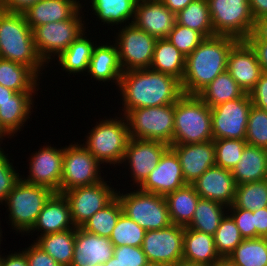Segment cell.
Here are the masks:
<instances>
[{
	"label": "cell",
	"instance_id": "obj_53",
	"mask_svg": "<svg viewBox=\"0 0 267 266\" xmlns=\"http://www.w3.org/2000/svg\"><path fill=\"white\" fill-rule=\"evenodd\" d=\"M254 226L256 229V238H267V207L260 210H254Z\"/></svg>",
	"mask_w": 267,
	"mask_h": 266
},
{
	"label": "cell",
	"instance_id": "obj_59",
	"mask_svg": "<svg viewBox=\"0 0 267 266\" xmlns=\"http://www.w3.org/2000/svg\"><path fill=\"white\" fill-rule=\"evenodd\" d=\"M16 93L17 92H15L9 88H6L5 86H2L0 84V103L7 101V100H10V98Z\"/></svg>",
	"mask_w": 267,
	"mask_h": 266
},
{
	"label": "cell",
	"instance_id": "obj_60",
	"mask_svg": "<svg viewBox=\"0 0 267 266\" xmlns=\"http://www.w3.org/2000/svg\"><path fill=\"white\" fill-rule=\"evenodd\" d=\"M7 138L10 140L12 137L3 129V127L0 125V149H6L5 147H2L3 141Z\"/></svg>",
	"mask_w": 267,
	"mask_h": 266
},
{
	"label": "cell",
	"instance_id": "obj_42",
	"mask_svg": "<svg viewBox=\"0 0 267 266\" xmlns=\"http://www.w3.org/2000/svg\"><path fill=\"white\" fill-rule=\"evenodd\" d=\"M242 241L243 237L237 228L236 222L227 212L214 234L217 253L221 258H227Z\"/></svg>",
	"mask_w": 267,
	"mask_h": 266
},
{
	"label": "cell",
	"instance_id": "obj_21",
	"mask_svg": "<svg viewBox=\"0 0 267 266\" xmlns=\"http://www.w3.org/2000/svg\"><path fill=\"white\" fill-rule=\"evenodd\" d=\"M114 255V245L108 237L75 229V245L71 266H97L106 263Z\"/></svg>",
	"mask_w": 267,
	"mask_h": 266
},
{
	"label": "cell",
	"instance_id": "obj_20",
	"mask_svg": "<svg viewBox=\"0 0 267 266\" xmlns=\"http://www.w3.org/2000/svg\"><path fill=\"white\" fill-rule=\"evenodd\" d=\"M202 199H209L226 207L233 204L237 184L231 170L214 165L192 183Z\"/></svg>",
	"mask_w": 267,
	"mask_h": 266
},
{
	"label": "cell",
	"instance_id": "obj_32",
	"mask_svg": "<svg viewBox=\"0 0 267 266\" xmlns=\"http://www.w3.org/2000/svg\"><path fill=\"white\" fill-rule=\"evenodd\" d=\"M40 78L27 66L0 58V84L15 92H38Z\"/></svg>",
	"mask_w": 267,
	"mask_h": 266
},
{
	"label": "cell",
	"instance_id": "obj_5",
	"mask_svg": "<svg viewBox=\"0 0 267 266\" xmlns=\"http://www.w3.org/2000/svg\"><path fill=\"white\" fill-rule=\"evenodd\" d=\"M213 140L211 108L197 95L183 94L174 103L171 144H193Z\"/></svg>",
	"mask_w": 267,
	"mask_h": 266
},
{
	"label": "cell",
	"instance_id": "obj_14",
	"mask_svg": "<svg viewBox=\"0 0 267 266\" xmlns=\"http://www.w3.org/2000/svg\"><path fill=\"white\" fill-rule=\"evenodd\" d=\"M252 106L249 93L211 108L212 135L216 139H245L249 110Z\"/></svg>",
	"mask_w": 267,
	"mask_h": 266
},
{
	"label": "cell",
	"instance_id": "obj_64",
	"mask_svg": "<svg viewBox=\"0 0 267 266\" xmlns=\"http://www.w3.org/2000/svg\"><path fill=\"white\" fill-rule=\"evenodd\" d=\"M144 266H166L165 264L155 263V262H147Z\"/></svg>",
	"mask_w": 267,
	"mask_h": 266
},
{
	"label": "cell",
	"instance_id": "obj_23",
	"mask_svg": "<svg viewBox=\"0 0 267 266\" xmlns=\"http://www.w3.org/2000/svg\"><path fill=\"white\" fill-rule=\"evenodd\" d=\"M176 152L186 184L195 182L207 169L216 165L214 142L171 144Z\"/></svg>",
	"mask_w": 267,
	"mask_h": 266
},
{
	"label": "cell",
	"instance_id": "obj_68",
	"mask_svg": "<svg viewBox=\"0 0 267 266\" xmlns=\"http://www.w3.org/2000/svg\"><path fill=\"white\" fill-rule=\"evenodd\" d=\"M137 2L147 1V0H136Z\"/></svg>",
	"mask_w": 267,
	"mask_h": 266
},
{
	"label": "cell",
	"instance_id": "obj_26",
	"mask_svg": "<svg viewBox=\"0 0 267 266\" xmlns=\"http://www.w3.org/2000/svg\"><path fill=\"white\" fill-rule=\"evenodd\" d=\"M36 94L38 92H17L10 100L0 103V125L13 139L23 131L26 122L31 121Z\"/></svg>",
	"mask_w": 267,
	"mask_h": 266
},
{
	"label": "cell",
	"instance_id": "obj_52",
	"mask_svg": "<svg viewBox=\"0 0 267 266\" xmlns=\"http://www.w3.org/2000/svg\"><path fill=\"white\" fill-rule=\"evenodd\" d=\"M245 40L267 41V15L255 20L253 31Z\"/></svg>",
	"mask_w": 267,
	"mask_h": 266
},
{
	"label": "cell",
	"instance_id": "obj_15",
	"mask_svg": "<svg viewBox=\"0 0 267 266\" xmlns=\"http://www.w3.org/2000/svg\"><path fill=\"white\" fill-rule=\"evenodd\" d=\"M37 151L29 154V169L27 176L22 174L21 178L31 184L40 185L60 193V180L63 171L64 146L54 147V144H44ZM30 161V162H29Z\"/></svg>",
	"mask_w": 267,
	"mask_h": 266
},
{
	"label": "cell",
	"instance_id": "obj_40",
	"mask_svg": "<svg viewBox=\"0 0 267 266\" xmlns=\"http://www.w3.org/2000/svg\"><path fill=\"white\" fill-rule=\"evenodd\" d=\"M265 207H267V179L237 185L234 202L228 209L254 211Z\"/></svg>",
	"mask_w": 267,
	"mask_h": 266
},
{
	"label": "cell",
	"instance_id": "obj_16",
	"mask_svg": "<svg viewBox=\"0 0 267 266\" xmlns=\"http://www.w3.org/2000/svg\"><path fill=\"white\" fill-rule=\"evenodd\" d=\"M169 147L163 142L130 137L121 165L130 172L127 176L132 179L130 182L133 181V184L130 183L129 186L138 188L158 165Z\"/></svg>",
	"mask_w": 267,
	"mask_h": 266
},
{
	"label": "cell",
	"instance_id": "obj_63",
	"mask_svg": "<svg viewBox=\"0 0 267 266\" xmlns=\"http://www.w3.org/2000/svg\"><path fill=\"white\" fill-rule=\"evenodd\" d=\"M174 266H209L206 264H198V263H189L186 261H179L177 264H175Z\"/></svg>",
	"mask_w": 267,
	"mask_h": 266
},
{
	"label": "cell",
	"instance_id": "obj_56",
	"mask_svg": "<svg viewBox=\"0 0 267 266\" xmlns=\"http://www.w3.org/2000/svg\"><path fill=\"white\" fill-rule=\"evenodd\" d=\"M255 50L262 71L267 73V41H247Z\"/></svg>",
	"mask_w": 267,
	"mask_h": 266
},
{
	"label": "cell",
	"instance_id": "obj_49",
	"mask_svg": "<svg viewBox=\"0 0 267 266\" xmlns=\"http://www.w3.org/2000/svg\"><path fill=\"white\" fill-rule=\"evenodd\" d=\"M228 213L236 222L243 239L256 238L253 211L244 209H228Z\"/></svg>",
	"mask_w": 267,
	"mask_h": 266
},
{
	"label": "cell",
	"instance_id": "obj_50",
	"mask_svg": "<svg viewBox=\"0 0 267 266\" xmlns=\"http://www.w3.org/2000/svg\"><path fill=\"white\" fill-rule=\"evenodd\" d=\"M29 245L21 249L26 254L28 266H61L34 241Z\"/></svg>",
	"mask_w": 267,
	"mask_h": 266
},
{
	"label": "cell",
	"instance_id": "obj_22",
	"mask_svg": "<svg viewBox=\"0 0 267 266\" xmlns=\"http://www.w3.org/2000/svg\"><path fill=\"white\" fill-rule=\"evenodd\" d=\"M176 23V15L162 0L137 2L133 24L156 39L166 38Z\"/></svg>",
	"mask_w": 267,
	"mask_h": 266
},
{
	"label": "cell",
	"instance_id": "obj_9",
	"mask_svg": "<svg viewBox=\"0 0 267 266\" xmlns=\"http://www.w3.org/2000/svg\"><path fill=\"white\" fill-rule=\"evenodd\" d=\"M124 116L130 137L171 145L174 132V103L129 110Z\"/></svg>",
	"mask_w": 267,
	"mask_h": 266
},
{
	"label": "cell",
	"instance_id": "obj_37",
	"mask_svg": "<svg viewBox=\"0 0 267 266\" xmlns=\"http://www.w3.org/2000/svg\"><path fill=\"white\" fill-rule=\"evenodd\" d=\"M227 212L228 207L209 199L200 198L187 228L214 236Z\"/></svg>",
	"mask_w": 267,
	"mask_h": 266
},
{
	"label": "cell",
	"instance_id": "obj_19",
	"mask_svg": "<svg viewBox=\"0 0 267 266\" xmlns=\"http://www.w3.org/2000/svg\"><path fill=\"white\" fill-rule=\"evenodd\" d=\"M186 185L180 160L176 152L169 147L162 155L158 165L138 187L145 192L163 195Z\"/></svg>",
	"mask_w": 267,
	"mask_h": 266
},
{
	"label": "cell",
	"instance_id": "obj_34",
	"mask_svg": "<svg viewBox=\"0 0 267 266\" xmlns=\"http://www.w3.org/2000/svg\"><path fill=\"white\" fill-rule=\"evenodd\" d=\"M186 56L167 38L157 39L150 69L183 80Z\"/></svg>",
	"mask_w": 267,
	"mask_h": 266
},
{
	"label": "cell",
	"instance_id": "obj_13",
	"mask_svg": "<svg viewBox=\"0 0 267 266\" xmlns=\"http://www.w3.org/2000/svg\"><path fill=\"white\" fill-rule=\"evenodd\" d=\"M111 184L110 180L103 179L98 183L76 187L63 193L69 203L75 227H82L96 212L103 209L116 197V186L120 185Z\"/></svg>",
	"mask_w": 267,
	"mask_h": 266
},
{
	"label": "cell",
	"instance_id": "obj_43",
	"mask_svg": "<svg viewBox=\"0 0 267 266\" xmlns=\"http://www.w3.org/2000/svg\"><path fill=\"white\" fill-rule=\"evenodd\" d=\"M145 233L146 230L144 228L122 213L109 239L114 247L122 245L140 247Z\"/></svg>",
	"mask_w": 267,
	"mask_h": 266
},
{
	"label": "cell",
	"instance_id": "obj_4",
	"mask_svg": "<svg viewBox=\"0 0 267 266\" xmlns=\"http://www.w3.org/2000/svg\"><path fill=\"white\" fill-rule=\"evenodd\" d=\"M113 116L100 118L84 136L85 141L82 140V145L106 168L121 166L130 139L125 116L119 114L118 117L116 113Z\"/></svg>",
	"mask_w": 267,
	"mask_h": 266
},
{
	"label": "cell",
	"instance_id": "obj_51",
	"mask_svg": "<svg viewBox=\"0 0 267 266\" xmlns=\"http://www.w3.org/2000/svg\"><path fill=\"white\" fill-rule=\"evenodd\" d=\"M252 105L267 110V73L263 72L255 87L249 92Z\"/></svg>",
	"mask_w": 267,
	"mask_h": 266
},
{
	"label": "cell",
	"instance_id": "obj_35",
	"mask_svg": "<svg viewBox=\"0 0 267 266\" xmlns=\"http://www.w3.org/2000/svg\"><path fill=\"white\" fill-rule=\"evenodd\" d=\"M33 241L61 266H71L75 245V229L45 234Z\"/></svg>",
	"mask_w": 267,
	"mask_h": 266
},
{
	"label": "cell",
	"instance_id": "obj_24",
	"mask_svg": "<svg viewBox=\"0 0 267 266\" xmlns=\"http://www.w3.org/2000/svg\"><path fill=\"white\" fill-rule=\"evenodd\" d=\"M70 213V207L63 194L54 193L45 203L42 211L27 236L36 233L39 236L76 229ZM36 231V232H35ZM41 232V233H40ZM40 233V235H39Z\"/></svg>",
	"mask_w": 267,
	"mask_h": 266
},
{
	"label": "cell",
	"instance_id": "obj_3",
	"mask_svg": "<svg viewBox=\"0 0 267 266\" xmlns=\"http://www.w3.org/2000/svg\"><path fill=\"white\" fill-rule=\"evenodd\" d=\"M0 58L29 67L40 79L46 73L48 66L36 51L32 29L23 13L0 11Z\"/></svg>",
	"mask_w": 267,
	"mask_h": 266
},
{
	"label": "cell",
	"instance_id": "obj_11",
	"mask_svg": "<svg viewBox=\"0 0 267 266\" xmlns=\"http://www.w3.org/2000/svg\"><path fill=\"white\" fill-rule=\"evenodd\" d=\"M115 29L118 31L115 32ZM113 37L123 72L150 68L157 40L155 37L133 23L114 28Z\"/></svg>",
	"mask_w": 267,
	"mask_h": 266
},
{
	"label": "cell",
	"instance_id": "obj_39",
	"mask_svg": "<svg viewBox=\"0 0 267 266\" xmlns=\"http://www.w3.org/2000/svg\"><path fill=\"white\" fill-rule=\"evenodd\" d=\"M227 259L235 266H267V238L243 239Z\"/></svg>",
	"mask_w": 267,
	"mask_h": 266
},
{
	"label": "cell",
	"instance_id": "obj_41",
	"mask_svg": "<svg viewBox=\"0 0 267 266\" xmlns=\"http://www.w3.org/2000/svg\"><path fill=\"white\" fill-rule=\"evenodd\" d=\"M122 213L121 203L116 196L108 205L96 212L82 228L98 236L110 238Z\"/></svg>",
	"mask_w": 267,
	"mask_h": 266
},
{
	"label": "cell",
	"instance_id": "obj_65",
	"mask_svg": "<svg viewBox=\"0 0 267 266\" xmlns=\"http://www.w3.org/2000/svg\"><path fill=\"white\" fill-rule=\"evenodd\" d=\"M1 224H2V223H1V221H0V248L2 247V246H1V244H2L1 242H3L2 239H1V238H3V237H2V236H3V234H2L3 231H2V228H1V227H2Z\"/></svg>",
	"mask_w": 267,
	"mask_h": 266
},
{
	"label": "cell",
	"instance_id": "obj_62",
	"mask_svg": "<svg viewBox=\"0 0 267 266\" xmlns=\"http://www.w3.org/2000/svg\"><path fill=\"white\" fill-rule=\"evenodd\" d=\"M212 266H235L227 258H222L220 261L215 262Z\"/></svg>",
	"mask_w": 267,
	"mask_h": 266
},
{
	"label": "cell",
	"instance_id": "obj_66",
	"mask_svg": "<svg viewBox=\"0 0 267 266\" xmlns=\"http://www.w3.org/2000/svg\"><path fill=\"white\" fill-rule=\"evenodd\" d=\"M7 0H0V6L2 7L5 3H6Z\"/></svg>",
	"mask_w": 267,
	"mask_h": 266
},
{
	"label": "cell",
	"instance_id": "obj_17",
	"mask_svg": "<svg viewBox=\"0 0 267 266\" xmlns=\"http://www.w3.org/2000/svg\"><path fill=\"white\" fill-rule=\"evenodd\" d=\"M185 227L171 224L160 230L146 231L141 248L148 262L174 266L183 260Z\"/></svg>",
	"mask_w": 267,
	"mask_h": 266
},
{
	"label": "cell",
	"instance_id": "obj_57",
	"mask_svg": "<svg viewBox=\"0 0 267 266\" xmlns=\"http://www.w3.org/2000/svg\"><path fill=\"white\" fill-rule=\"evenodd\" d=\"M249 5L255 20L267 15V0H249Z\"/></svg>",
	"mask_w": 267,
	"mask_h": 266
},
{
	"label": "cell",
	"instance_id": "obj_29",
	"mask_svg": "<svg viewBox=\"0 0 267 266\" xmlns=\"http://www.w3.org/2000/svg\"><path fill=\"white\" fill-rule=\"evenodd\" d=\"M89 32L87 34V32ZM92 30H85L69 47L55 60L62 71L68 73V76L82 75L88 71L89 62L93 54V50L97 44V39L93 38L90 33ZM91 35V37H89ZM89 37V38H88ZM96 40V41H95Z\"/></svg>",
	"mask_w": 267,
	"mask_h": 266
},
{
	"label": "cell",
	"instance_id": "obj_31",
	"mask_svg": "<svg viewBox=\"0 0 267 266\" xmlns=\"http://www.w3.org/2000/svg\"><path fill=\"white\" fill-rule=\"evenodd\" d=\"M231 172L237 185L267 179V149L247 144Z\"/></svg>",
	"mask_w": 267,
	"mask_h": 266
},
{
	"label": "cell",
	"instance_id": "obj_18",
	"mask_svg": "<svg viewBox=\"0 0 267 266\" xmlns=\"http://www.w3.org/2000/svg\"><path fill=\"white\" fill-rule=\"evenodd\" d=\"M227 71L245 93H249L260 79L262 68L255 50L246 40H238L230 49Z\"/></svg>",
	"mask_w": 267,
	"mask_h": 266
},
{
	"label": "cell",
	"instance_id": "obj_55",
	"mask_svg": "<svg viewBox=\"0 0 267 266\" xmlns=\"http://www.w3.org/2000/svg\"><path fill=\"white\" fill-rule=\"evenodd\" d=\"M38 1L40 0H7L6 3L2 6V10L8 12L23 13Z\"/></svg>",
	"mask_w": 267,
	"mask_h": 266
},
{
	"label": "cell",
	"instance_id": "obj_12",
	"mask_svg": "<svg viewBox=\"0 0 267 266\" xmlns=\"http://www.w3.org/2000/svg\"><path fill=\"white\" fill-rule=\"evenodd\" d=\"M216 35L245 40L253 31L255 19L249 0H207Z\"/></svg>",
	"mask_w": 267,
	"mask_h": 266
},
{
	"label": "cell",
	"instance_id": "obj_61",
	"mask_svg": "<svg viewBox=\"0 0 267 266\" xmlns=\"http://www.w3.org/2000/svg\"><path fill=\"white\" fill-rule=\"evenodd\" d=\"M97 266H123L121 263L116 261V258L113 256L111 259H109L106 263L100 264Z\"/></svg>",
	"mask_w": 267,
	"mask_h": 266
},
{
	"label": "cell",
	"instance_id": "obj_67",
	"mask_svg": "<svg viewBox=\"0 0 267 266\" xmlns=\"http://www.w3.org/2000/svg\"><path fill=\"white\" fill-rule=\"evenodd\" d=\"M2 248H1V251H0V266H1V262H2Z\"/></svg>",
	"mask_w": 267,
	"mask_h": 266
},
{
	"label": "cell",
	"instance_id": "obj_28",
	"mask_svg": "<svg viewBox=\"0 0 267 266\" xmlns=\"http://www.w3.org/2000/svg\"><path fill=\"white\" fill-rule=\"evenodd\" d=\"M82 2H84L82 8H85L86 4V8L90 5L91 8L88 9L90 11L92 9V15H96L94 18L101 21L103 23L101 25L109 26L107 28L112 32V28L132 24L134 21L136 0H87L89 4L86 0Z\"/></svg>",
	"mask_w": 267,
	"mask_h": 266
},
{
	"label": "cell",
	"instance_id": "obj_58",
	"mask_svg": "<svg viewBox=\"0 0 267 266\" xmlns=\"http://www.w3.org/2000/svg\"><path fill=\"white\" fill-rule=\"evenodd\" d=\"M163 4L175 15L194 0H162Z\"/></svg>",
	"mask_w": 267,
	"mask_h": 266
},
{
	"label": "cell",
	"instance_id": "obj_7",
	"mask_svg": "<svg viewBox=\"0 0 267 266\" xmlns=\"http://www.w3.org/2000/svg\"><path fill=\"white\" fill-rule=\"evenodd\" d=\"M82 9L71 19L50 22L32 29L36 51L48 67L50 62L60 56L73 41L89 28L87 27L89 22L87 24L85 13H83H89V10L86 11L85 8L83 11Z\"/></svg>",
	"mask_w": 267,
	"mask_h": 266
},
{
	"label": "cell",
	"instance_id": "obj_27",
	"mask_svg": "<svg viewBox=\"0 0 267 266\" xmlns=\"http://www.w3.org/2000/svg\"><path fill=\"white\" fill-rule=\"evenodd\" d=\"M82 0H40L23 12L31 29L50 22L71 19L81 8Z\"/></svg>",
	"mask_w": 267,
	"mask_h": 266
},
{
	"label": "cell",
	"instance_id": "obj_10",
	"mask_svg": "<svg viewBox=\"0 0 267 266\" xmlns=\"http://www.w3.org/2000/svg\"><path fill=\"white\" fill-rule=\"evenodd\" d=\"M74 143V144H73ZM102 164L80 142L73 141L64 146L63 171L60 180V194L76 188L102 181Z\"/></svg>",
	"mask_w": 267,
	"mask_h": 266
},
{
	"label": "cell",
	"instance_id": "obj_6",
	"mask_svg": "<svg viewBox=\"0 0 267 266\" xmlns=\"http://www.w3.org/2000/svg\"><path fill=\"white\" fill-rule=\"evenodd\" d=\"M51 189L34 185L24 181L22 178L17 182L8 194L5 203L8 225H11L14 234L26 235L34 226L38 215L45 203L54 194Z\"/></svg>",
	"mask_w": 267,
	"mask_h": 266
},
{
	"label": "cell",
	"instance_id": "obj_1",
	"mask_svg": "<svg viewBox=\"0 0 267 266\" xmlns=\"http://www.w3.org/2000/svg\"><path fill=\"white\" fill-rule=\"evenodd\" d=\"M117 91L122 101L119 111H123L117 115L137 108L172 104L184 94L180 80L150 68L123 72Z\"/></svg>",
	"mask_w": 267,
	"mask_h": 266
},
{
	"label": "cell",
	"instance_id": "obj_33",
	"mask_svg": "<svg viewBox=\"0 0 267 266\" xmlns=\"http://www.w3.org/2000/svg\"><path fill=\"white\" fill-rule=\"evenodd\" d=\"M165 200L172 224L187 227L192 220L200 196L192 184L166 194Z\"/></svg>",
	"mask_w": 267,
	"mask_h": 266
},
{
	"label": "cell",
	"instance_id": "obj_36",
	"mask_svg": "<svg viewBox=\"0 0 267 266\" xmlns=\"http://www.w3.org/2000/svg\"><path fill=\"white\" fill-rule=\"evenodd\" d=\"M245 91L226 70L218 75L197 96L210 108L242 97Z\"/></svg>",
	"mask_w": 267,
	"mask_h": 266
},
{
	"label": "cell",
	"instance_id": "obj_46",
	"mask_svg": "<svg viewBox=\"0 0 267 266\" xmlns=\"http://www.w3.org/2000/svg\"><path fill=\"white\" fill-rule=\"evenodd\" d=\"M166 38L185 56L189 55L205 39L200 32L177 22Z\"/></svg>",
	"mask_w": 267,
	"mask_h": 266
},
{
	"label": "cell",
	"instance_id": "obj_30",
	"mask_svg": "<svg viewBox=\"0 0 267 266\" xmlns=\"http://www.w3.org/2000/svg\"><path fill=\"white\" fill-rule=\"evenodd\" d=\"M221 259L215 247L214 236L185 227L183 261L212 266Z\"/></svg>",
	"mask_w": 267,
	"mask_h": 266
},
{
	"label": "cell",
	"instance_id": "obj_44",
	"mask_svg": "<svg viewBox=\"0 0 267 266\" xmlns=\"http://www.w3.org/2000/svg\"><path fill=\"white\" fill-rule=\"evenodd\" d=\"M213 142L216 165L229 170H232L240 161L247 145L245 139H216Z\"/></svg>",
	"mask_w": 267,
	"mask_h": 266
},
{
	"label": "cell",
	"instance_id": "obj_45",
	"mask_svg": "<svg viewBox=\"0 0 267 266\" xmlns=\"http://www.w3.org/2000/svg\"><path fill=\"white\" fill-rule=\"evenodd\" d=\"M245 141L248 145L267 149V110L251 106Z\"/></svg>",
	"mask_w": 267,
	"mask_h": 266
},
{
	"label": "cell",
	"instance_id": "obj_25",
	"mask_svg": "<svg viewBox=\"0 0 267 266\" xmlns=\"http://www.w3.org/2000/svg\"><path fill=\"white\" fill-rule=\"evenodd\" d=\"M106 42L102 41L96 44L85 76L89 75L91 79L101 82V84L104 82L105 85L111 82L118 89L123 74L118 50L112 40Z\"/></svg>",
	"mask_w": 267,
	"mask_h": 266
},
{
	"label": "cell",
	"instance_id": "obj_54",
	"mask_svg": "<svg viewBox=\"0 0 267 266\" xmlns=\"http://www.w3.org/2000/svg\"><path fill=\"white\" fill-rule=\"evenodd\" d=\"M10 252L7 255L2 254L1 266H28L26 254L23 251L19 249L14 253L11 250Z\"/></svg>",
	"mask_w": 267,
	"mask_h": 266
},
{
	"label": "cell",
	"instance_id": "obj_8",
	"mask_svg": "<svg viewBox=\"0 0 267 266\" xmlns=\"http://www.w3.org/2000/svg\"><path fill=\"white\" fill-rule=\"evenodd\" d=\"M116 196L121 203L123 213L146 231L160 230L172 224L163 195L130 187L129 190L123 189V191L117 189Z\"/></svg>",
	"mask_w": 267,
	"mask_h": 266
},
{
	"label": "cell",
	"instance_id": "obj_38",
	"mask_svg": "<svg viewBox=\"0 0 267 266\" xmlns=\"http://www.w3.org/2000/svg\"><path fill=\"white\" fill-rule=\"evenodd\" d=\"M176 22L200 32L205 38L215 36L207 0H194L176 14Z\"/></svg>",
	"mask_w": 267,
	"mask_h": 266
},
{
	"label": "cell",
	"instance_id": "obj_47",
	"mask_svg": "<svg viewBox=\"0 0 267 266\" xmlns=\"http://www.w3.org/2000/svg\"><path fill=\"white\" fill-rule=\"evenodd\" d=\"M8 155L9 154H6L4 149H0V205L2 206L5 203L8 194L21 179V174L18 172L20 170L13 165L14 160Z\"/></svg>",
	"mask_w": 267,
	"mask_h": 266
},
{
	"label": "cell",
	"instance_id": "obj_2",
	"mask_svg": "<svg viewBox=\"0 0 267 266\" xmlns=\"http://www.w3.org/2000/svg\"><path fill=\"white\" fill-rule=\"evenodd\" d=\"M237 38L215 35L205 38L185 60L181 81L183 93L198 95L218 75L227 70V57Z\"/></svg>",
	"mask_w": 267,
	"mask_h": 266
},
{
	"label": "cell",
	"instance_id": "obj_48",
	"mask_svg": "<svg viewBox=\"0 0 267 266\" xmlns=\"http://www.w3.org/2000/svg\"><path fill=\"white\" fill-rule=\"evenodd\" d=\"M116 261L123 266H144L148 260L143 249L140 247H133L122 245L114 247V255Z\"/></svg>",
	"mask_w": 267,
	"mask_h": 266
}]
</instances>
